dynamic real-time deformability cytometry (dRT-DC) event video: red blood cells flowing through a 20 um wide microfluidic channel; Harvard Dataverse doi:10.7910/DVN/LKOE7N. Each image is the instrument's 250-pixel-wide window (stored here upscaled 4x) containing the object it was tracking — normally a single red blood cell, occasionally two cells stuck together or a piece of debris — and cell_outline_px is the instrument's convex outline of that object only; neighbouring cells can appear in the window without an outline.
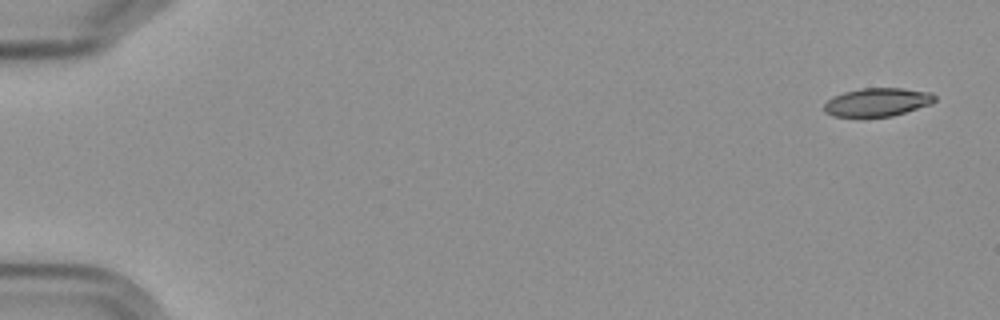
{"species": "Egyptian fruit bat (a non-hibernating species)", "species_latin": "Rousettus aegyptiacus", "temperature_condition": "cold", "stored_images_in_passage": 5, "camera_frame_rate_fps": 3000, "um_per_image_px": 0.085, "frame": {"image": 1, "passage_image": 1, "time_ms": 0.0, "image_size_px": [1000, 320], "cell_outline_px": [[936, 100], [932, 104], [892, 116], [832, 116], [824, 112], [824, 104], [832, 96], [844, 92], [860, 88], [904, 88], [932, 92], [936, 96]], "centroid_in_image_um": [74.6, 8.67], "position_along_channel_um": 10.4, "area_um2": 18.38}}
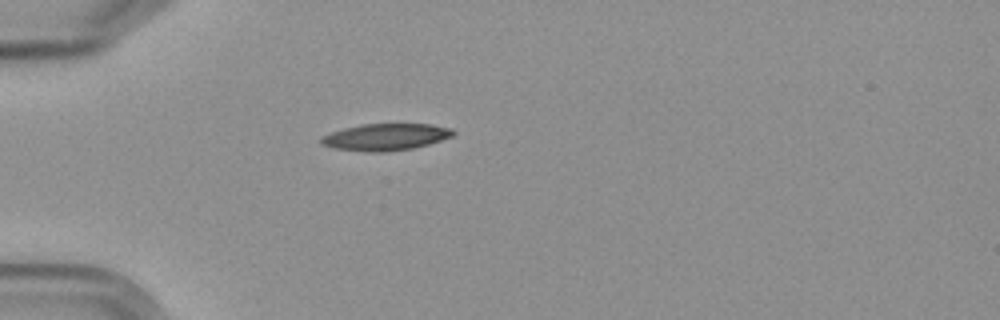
{"frame": {"image": 2, "passage_image": 5, "time_ms": 5.0, "image_size_px": [1000, 320], "cell_outline_px": [[456, 132], [452, 136], [428, 144], [412, 148], [380, 152], [368, 152], [332, 148], [320, 144], [320, 136], [344, 128], [360, 124], [432, 124], [452, 128]], "centroid_in_image_um": [32.74, 11.64], "position_along_channel_um": 52.3, "area_um2": 20.63}}